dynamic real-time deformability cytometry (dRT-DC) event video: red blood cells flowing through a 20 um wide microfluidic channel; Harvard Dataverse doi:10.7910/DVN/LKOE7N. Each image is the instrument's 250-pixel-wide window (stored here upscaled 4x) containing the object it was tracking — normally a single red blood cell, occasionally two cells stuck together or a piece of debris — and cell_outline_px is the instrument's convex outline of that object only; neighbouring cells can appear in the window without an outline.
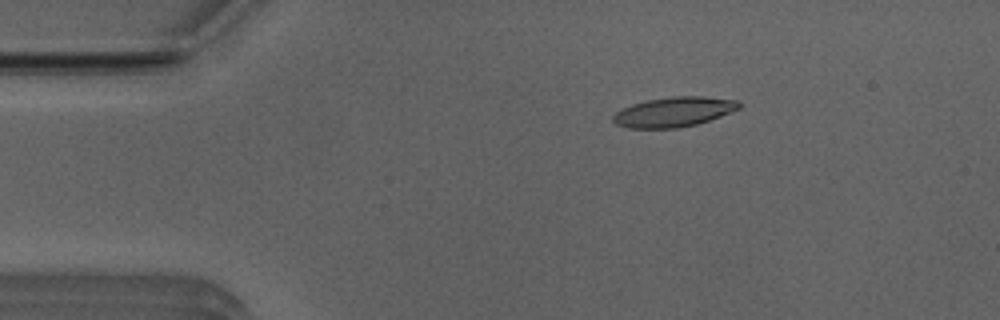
{"species": "Egyptian fruit bat (a non-hibernating species)", "species_latin": "Rousettus aegyptiacus", "temperature_condition": "room temperature", "stored_images_in_passage": 45, "camera_frame_rate_fps": 3000, "um_per_image_px": 0.085, "animal": {"sex": "male"}, "frame": {"image": 1, "passage_image": 2, "time_ms": 0.333, "image_size_px": [1000, 320], "cell_outline_px": [[744, 104], [740, 108], [732, 112], [696, 124], [680, 128], [628, 128], [616, 124], [612, 120], [612, 116], [616, 112], [632, 104], [648, 100], [672, 96], [704, 96], [736, 100]], "centroid_in_image_um": [57.3, 9.51], "position_along_channel_um": 27.7, "area_um2": 21.91}}
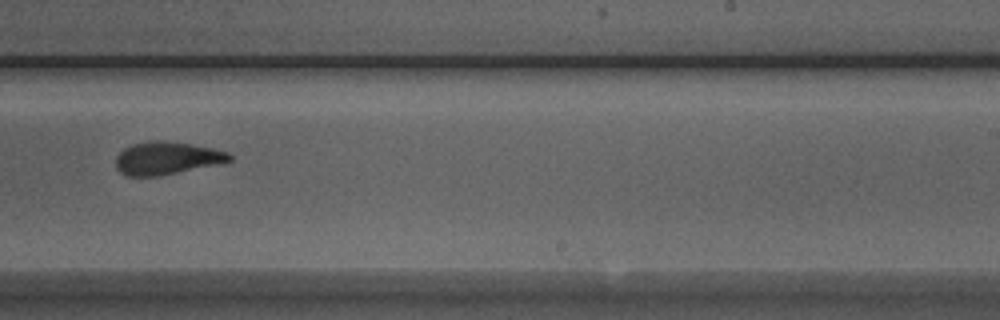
{"frame": {"image": 2, "passage_image": 25, "time_ms": 8.0, "image_size_px": [1000, 320], "cell_outline_px": [[232, 160], [220, 164], [160, 176], [124, 176], [116, 168], [116, 156], [124, 148], [132, 144], [152, 140], [164, 140], [192, 144], [212, 148], [228, 152], [232, 156]], "centroid_in_image_um": [14.17, 13.45], "position_along_channel_um": 274.8, "area_um2": 21.96}}
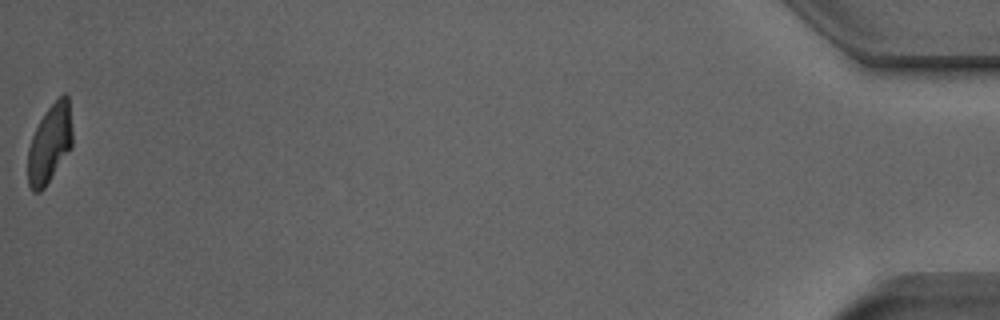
{"frame": {"image": 3, "passage_image": 45, "time_ms": 14.667, "image_size_px": [1000, 320], "cell_outline_px": [[72, 148], [44, 188], [40, 192], [32, 192], [28, 184], [28, 148], [32, 136], [40, 120], [48, 108], [64, 92], [68, 96], [72, 128]], "centroid_in_image_um": [4.23, 12.23], "position_along_channel_um": 431.0, "area_um2": 20.4}, "authors_computed_cell_mechanics": {"area_um2": 21.8484, "velocity_mm_per_s": 3.9419, "shape_relaxation_time_tau1_ms": 4.8549, "shape_relaxation_time_tau2_ms": 2.2208, "deformation_change_tau1": 0.2049, "deformation_change_tau2": 0.0933}}